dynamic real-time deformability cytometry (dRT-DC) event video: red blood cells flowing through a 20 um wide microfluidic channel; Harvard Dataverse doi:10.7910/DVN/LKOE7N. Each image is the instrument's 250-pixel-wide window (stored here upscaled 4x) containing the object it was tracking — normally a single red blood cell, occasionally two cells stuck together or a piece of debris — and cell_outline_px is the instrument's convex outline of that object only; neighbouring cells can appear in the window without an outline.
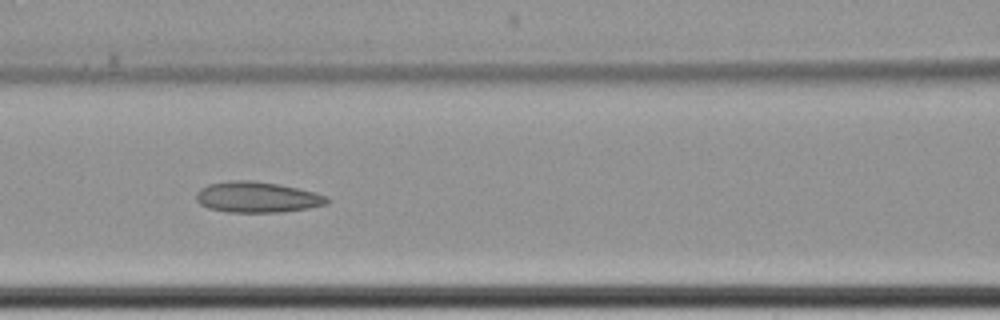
{"species": "common noctule bat (a hibernating species)", "species_latin": "Nyctalus noctula", "temperature_condition": "cold", "stored_images_in_passage": 15, "camera_frame_rate_fps": 3000, "um_per_image_px": 0.085, "animal": {"sex": "female", "body_mass_g": 22.7, "forearm_length_mm": 54.2}, "frame": {"image": 1, "passage_image": 7, "time_ms": 8.0, "image_size_px": [1000, 320], "cell_outline_px": [[332, 200], [328, 204], [308, 208], [284, 212], [228, 212], [208, 208], [200, 204], [196, 200], [196, 192], [200, 188], [208, 184], [228, 180], [248, 180], [280, 184], [316, 192], [328, 196]], "centroid_in_image_um": [21.89, 16.75], "position_along_channel_um": 144.7, "area_um2": 23.81}}
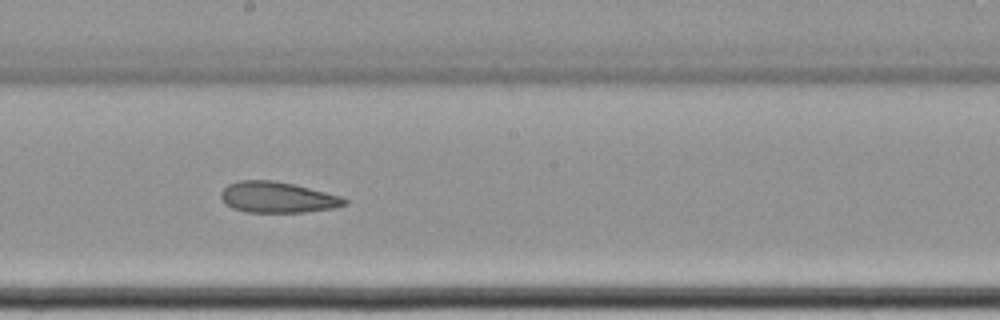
{"frame": {"image": 2, "passage_image": 9, "time_ms": 10.333, "image_size_px": [1000, 320], "cell_outline_px": [[348, 204], [336, 208], [304, 212], [248, 212], [232, 208], [224, 204], [220, 196], [220, 192], [228, 184], [240, 180], [272, 180], [292, 184], [340, 196], [348, 200]], "centroid_in_image_um": [23.56, 16.78], "position_along_channel_um": 224.6, "area_um2": 22.25}}
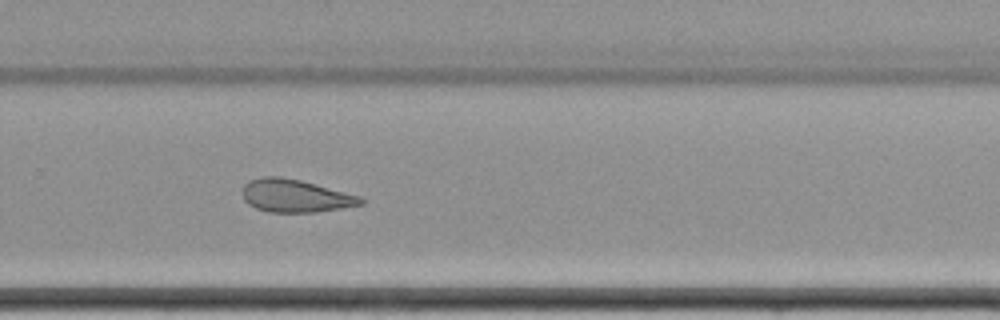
{"frame": {"image": 3, "passage_image": 11, "time_ms": 12.667, "image_size_px": [1000, 320], "cell_outline_px": [[364, 204], [316, 212], [268, 212], [256, 208], [248, 204], [244, 200], [244, 184], [248, 180], [264, 176], [280, 176], [300, 180], [360, 196], [364, 200]], "centroid_in_image_um": [25.08, 16.64], "position_along_channel_um": 304.7, "area_um2": 22.48}, "authors_computed_cell_mechanics": {"area_um2": 25.8366, "velocity_mm_per_s": 3.4347, "shape_relaxation_time_tau1_ms": null, "shape_relaxation_time_tau2_ms": 4.3203, "deformation_change_tau1": null, "deformation_change_tau2": 0.0878}}